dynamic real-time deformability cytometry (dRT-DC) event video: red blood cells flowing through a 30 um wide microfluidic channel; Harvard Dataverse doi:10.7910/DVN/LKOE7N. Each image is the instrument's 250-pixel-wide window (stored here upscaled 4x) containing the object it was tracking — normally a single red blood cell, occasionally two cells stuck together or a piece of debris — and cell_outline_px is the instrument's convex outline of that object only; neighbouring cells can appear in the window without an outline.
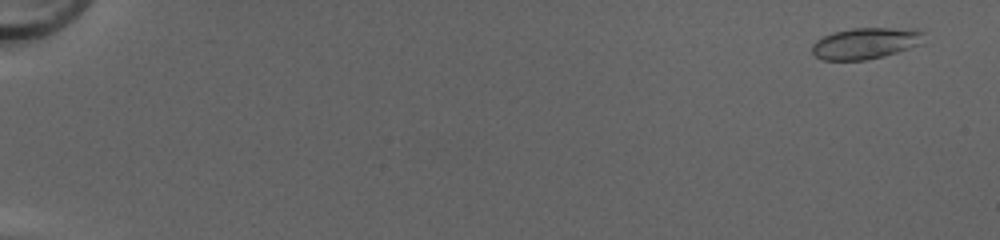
{"species": "common noctule bat (a hibernating species)", "species_latin": "Nyctalus noctula", "temperature_condition": "cold", "stored_images_in_passage": 52, "camera_frame_rate_fps": 3000, "um_per_image_px": 0.085, "animal": {"sex": "female", "body_mass_g": 20.0, "forearm_length_mm": 54.0}, "frame": {"image": 1, "passage_image": 3, "time_ms": 0.667, "image_size_px": [1000, 240], "cell_outline_px": [[924, 32], [920, 44], [884, 56], [864, 60], [824, 60], [816, 56], [812, 52], [812, 44], [816, 40], [832, 32], [852, 28], [920, 28]], "centroid_in_image_um": [73.57, 3.66], "position_along_channel_um": 11.4, "area_um2": 20.4}}
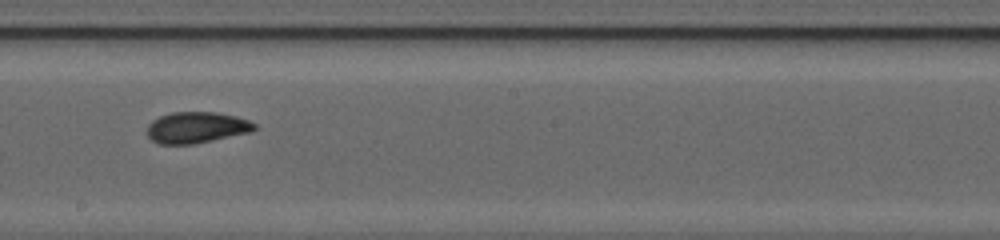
{"frame": {"image": 2, "passage_image": 32, "time_ms": 10.333, "image_size_px": [1000, 240], "cell_outline_px": [[256, 128], [252, 132], [192, 144], [160, 144], [152, 140], [148, 136], [148, 124], [152, 120], [160, 116], [172, 112], [216, 112], [236, 116], [248, 120], [256, 124]], "centroid_in_image_um": [16.71, 10.83], "position_along_channel_um": 231.5, "area_um2": 19.48}}
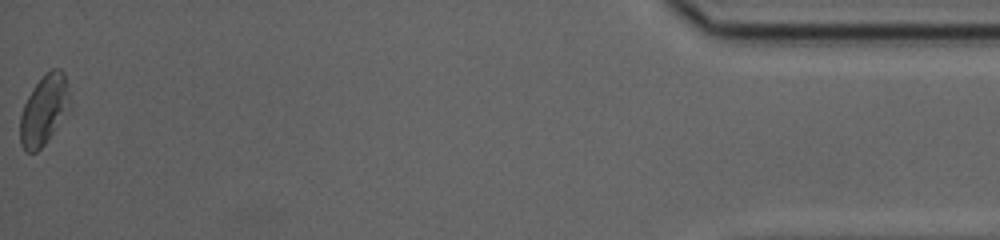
{"frame": {"image": 3, "passage_image": 52, "time_ms": 17.0, "image_size_px": [1000, 240], "cell_outline_px": [[72, 104], [44, 144], [36, 152], [24, 152], [20, 144], [20, 116], [24, 104], [32, 88], [52, 68], [60, 68], [64, 72]], "centroid_in_image_um": [3.74, 9.35], "position_along_channel_um": 431.5, "area_um2": 20.06}, "authors_computed_cell_mechanics": {"area_um2": 19.7098, "velocity_mm_per_s": 4.2308, "shape_relaxation_time_tau1_ms": 5.3617, "shape_relaxation_time_tau2_ms": 1.5143, "deformation_change_tau1": 0.1366, "deformation_change_tau2": 0.0516}}